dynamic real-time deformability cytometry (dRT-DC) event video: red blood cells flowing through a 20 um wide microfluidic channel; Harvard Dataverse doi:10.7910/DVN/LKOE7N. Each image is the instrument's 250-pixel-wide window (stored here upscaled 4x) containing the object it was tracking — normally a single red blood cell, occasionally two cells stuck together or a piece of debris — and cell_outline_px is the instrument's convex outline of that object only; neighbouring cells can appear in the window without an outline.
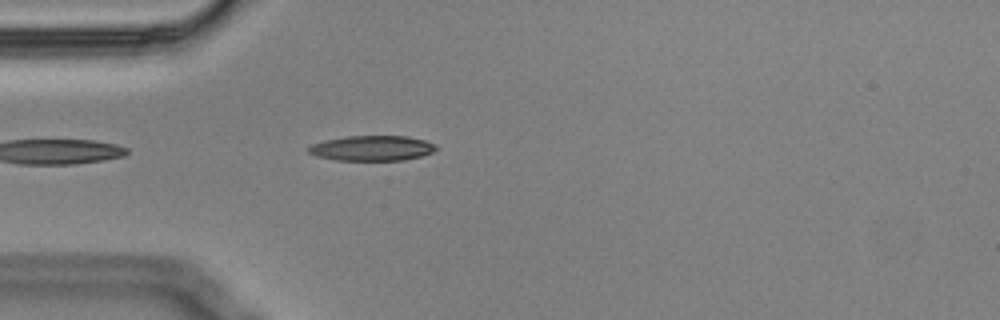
{"species": "Egyptian fruit bat (a non-hibernating species)", "species_latin": "Rousettus aegyptiacus", "temperature_condition": "cold", "stored_images_in_passage": 6, "camera_frame_rate_fps": 3000, "um_per_image_px": 0.085, "animal": {"sex": "male"}, "frame": {"image": 1, "passage_image": 2, "time_ms": 0.333, "image_size_px": [1000, 320], "cell_outline_px": [[440, 148], [432, 152], [420, 156], [404, 160], [336, 160], [316, 156], [308, 152], [308, 148], [312, 144], [324, 140], [344, 136], [408, 136], [424, 140], [436, 144]], "centroid_in_image_um": [31.64, 12.59], "position_along_channel_um": 53.4, "area_um2": 18.79}}